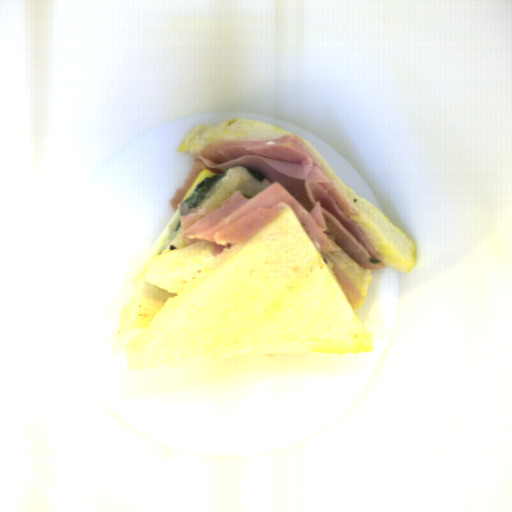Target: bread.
Wrapping results in <instances>:
<instances>
[{"label":"bread","instance_id":"obj_2","mask_svg":"<svg viewBox=\"0 0 512 512\" xmlns=\"http://www.w3.org/2000/svg\"><path fill=\"white\" fill-rule=\"evenodd\" d=\"M296 136L317 160L338 191L359 213V216H352L351 219L361 228L367 242L382 259L383 267L403 273L411 271L416 262L415 245L412 239L395 227L376 205L356 196L353 189L343 183L320 152L305 138L299 134Z\"/></svg>","mask_w":512,"mask_h":512},{"label":"bread","instance_id":"obj_1","mask_svg":"<svg viewBox=\"0 0 512 512\" xmlns=\"http://www.w3.org/2000/svg\"><path fill=\"white\" fill-rule=\"evenodd\" d=\"M180 201L132 281L118 333L140 330L127 346L132 369L196 364L266 353L373 351L354 312L367 298L370 269L342 251H320L289 206L244 242L213 256L187 245ZM328 253L362 295L353 310Z\"/></svg>","mask_w":512,"mask_h":512},{"label":"bread","instance_id":"obj_3","mask_svg":"<svg viewBox=\"0 0 512 512\" xmlns=\"http://www.w3.org/2000/svg\"><path fill=\"white\" fill-rule=\"evenodd\" d=\"M286 135H294L278 126L259 120L230 119L218 125L196 124L179 146V152L199 154L207 144L222 139H242L250 141L276 140Z\"/></svg>","mask_w":512,"mask_h":512},{"label":"bread","instance_id":"obj_4","mask_svg":"<svg viewBox=\"0 0 512 512\" xmlns=\"http://www.w3.org/2000/svg\"><path fill=\"white\" fill-rule=\"evenodd\" d=\"M226 170L227 175L214 185L196 208L209 207L214 211L236 191H241L245 199L251 200L257 193L272 186L270 180L266 178L259 182L249 173L247 167L236 165Z\"/></svg>","mask_w":512,"mask_h":512}]
</instances>
